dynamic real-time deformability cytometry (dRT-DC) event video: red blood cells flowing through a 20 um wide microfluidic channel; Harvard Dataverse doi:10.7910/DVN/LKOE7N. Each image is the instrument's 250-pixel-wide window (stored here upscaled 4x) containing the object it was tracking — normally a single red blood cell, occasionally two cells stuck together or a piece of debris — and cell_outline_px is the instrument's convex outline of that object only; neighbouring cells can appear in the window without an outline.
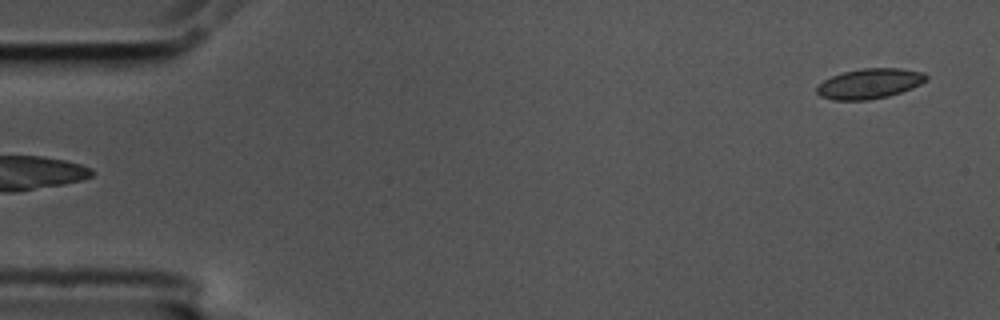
{"species": "common noctule bat (a hibernating species)", "species_latin": "Nyctalus noctula", "temperature_condition": "cold", "stored_images_in_passage": 53, "camera_frame_rate_fps": 3000, "um_per_image_px": 0.085, "animal": {"sex": "male", "body_mass_g": 17.5, "forearm_length_mm": 52.3}, "frame": {"image": 1, "passage_image": 1, "time_ms": 0.0, "image_size_px": [1000, 320], "cell_outline_px": [[928, 80], [912, 88], [888, 96], [868, 100], [832, 100], [820, 96], [816, 92], [816, 88], [824, 80], [832, 76], [844, 72], [864, 68], [900, 68], [924, 72], [928, 76]], "centroid_in_image_um": [73.93, 7.11], "position_along_channel_um": 11.1, "area_um2": 19.19}}
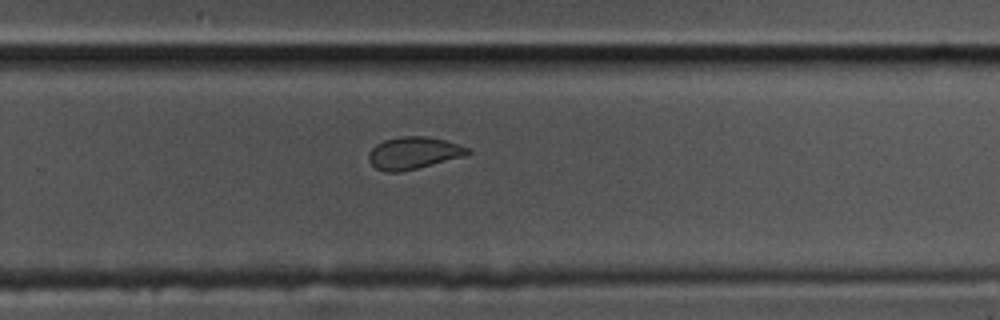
{"frame": {"image": 2, "passage_image": 35, "time_ms": 11.333, "image_size_px": [1000, 320], "cell_outline_px": [[472, 152], [464, 156], [400, 172], [384, 172], [376, 168], [368, 160], [368, 156], [372, 148], [376, 144], [384, 140], [400, 136], [424, 136], [444, 140], [468, 148]], "centroid_in_image_um": [35.11, 13.0], "position_along_channel_um": 294.7, "area_um2": 18.32}}
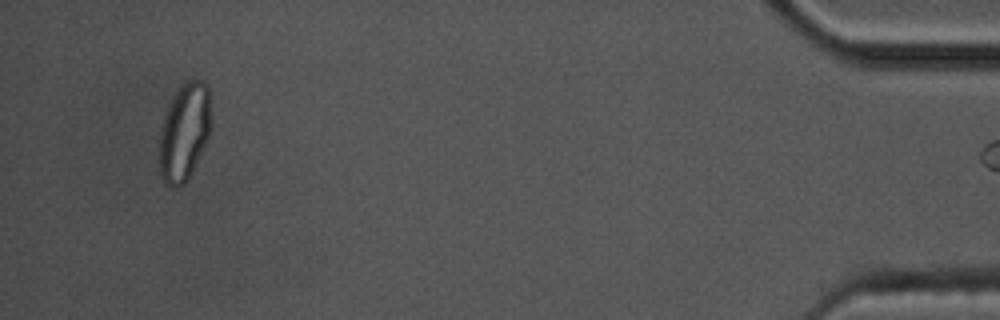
{"frame": {"image": 3, "passage_image": 52, "time_ms": 17.0, "image_size_px": [1000, 320], "cell_outline_px": [[212, 124], [208, 136], [184, 184], [180, 188], [172, 188], [164, 184], [160, 172], [160, 128], [168, 104], [172, 96], [180, 84], [188, 80], [200, 80], [208, 84], [212, 120]], "centroid_in_image_um": [15.66, 11.17], "position_along_channel_um": 419.5, "area_um2": 29.48}}